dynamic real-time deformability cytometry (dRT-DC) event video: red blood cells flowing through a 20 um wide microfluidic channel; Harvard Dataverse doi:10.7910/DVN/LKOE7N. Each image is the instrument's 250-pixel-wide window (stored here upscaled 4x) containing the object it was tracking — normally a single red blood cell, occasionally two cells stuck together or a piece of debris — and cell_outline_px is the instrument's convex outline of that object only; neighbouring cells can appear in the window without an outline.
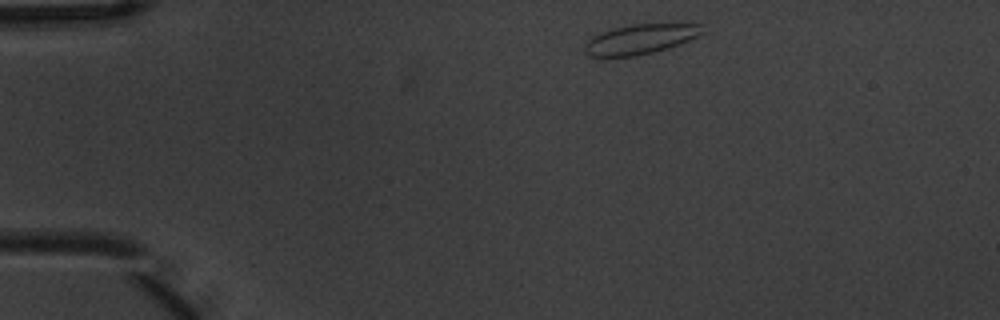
{"species": "common noctule bat (a hibernating species)", "species_latin": "Nyctalus noctula", "temperature_condition": "warm", "stored_images_in_passage": 4, "camera_frame_rate_fps": 3000, "um_per_image_px": 0.085, "animal": {"sex": "male", "body_mass_g": 20.1, "forearm_length_mm": 53.5}, "frame": {"image": 1, "passage_image": 1, "time_ms": 0.0, "image_size_px": [1000, 320], "cell_outline_px": [[704, 32], [680, 44], [668, 48], [636, 56], [588, 56], [584, 52], [584, 44], [592, 36], [616, 28], [632, 24], [700, 24]], "centroid_in_image_um": [54.4, 3.34], "position_along_channel_um": 30.6, "area_um2": 20.11}}
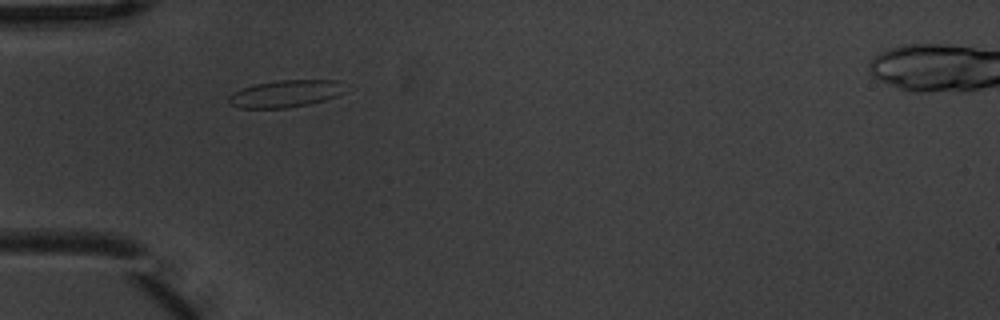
{"frame": {"image": 2, "passage_image": 3, "time_ms": 0.667, "image_size_px": [1000, 320], "cell_outline_px": [[344, 92], [336, 96], [324, 100], [308, 104], [284, 108], [240, 108], [232, 104], [228, 100], [228, 96], [244, 88], [256, 84], [276, 80], [340, 80]], "centroid_in_image_um": [24.28, 7.96], "position_along_channel_um": 60.7, "area_um2": 18.09}}